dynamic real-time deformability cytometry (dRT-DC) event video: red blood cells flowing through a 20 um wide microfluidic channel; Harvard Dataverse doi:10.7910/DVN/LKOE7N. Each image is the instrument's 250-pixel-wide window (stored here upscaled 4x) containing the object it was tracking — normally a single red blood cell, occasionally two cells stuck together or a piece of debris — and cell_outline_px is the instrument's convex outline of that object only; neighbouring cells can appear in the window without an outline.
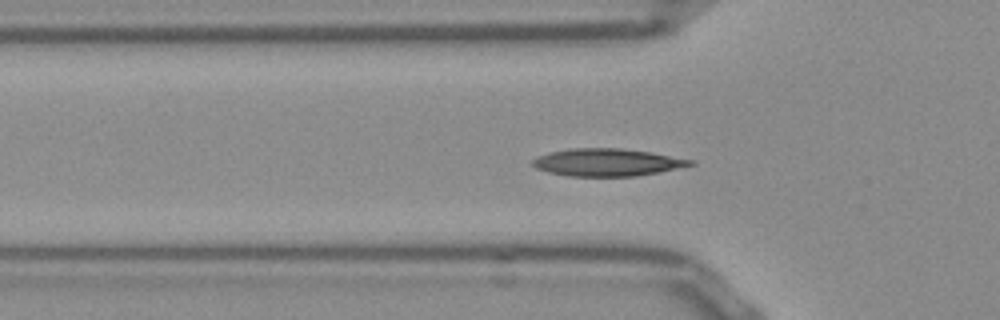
{"species": "Egyptian fruit bat (a non-hibernating species)", "species_latin": "Rousettus aegyptiacus", "temperature_condition": "room temperature", "stored_images_in_passage": 34, "camera_frame_rate_fps": 3000, "um_per_image_px": 0.085, "frame": {"image": 1, "passage_image": 5, "time_ms": 1.333, "image_size_px": [1000, 320], "cell_outline_px": [[696, 164], [636, 176], [568, 176], [548, 172], [536, 168], [532, 164], [532, 160], [536, 156], [548, 152], [572, 148], [620, 148], [648, 152], [696, 160]], "centroid_in_image_um": [51.57, 13.79], "position_along_channel_um": 74.2, "area_um2": 25.14}}
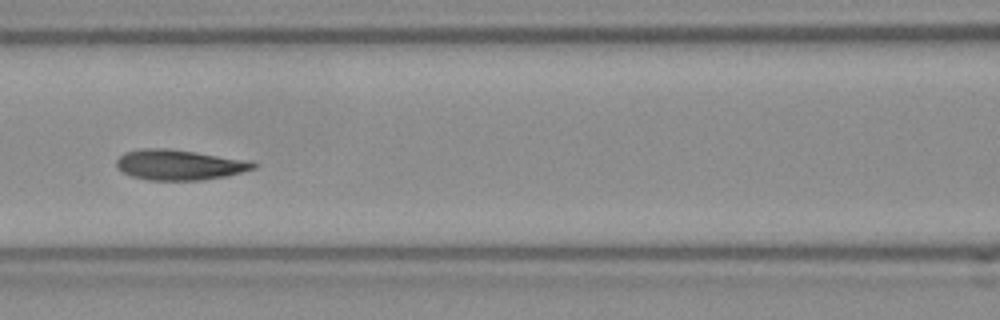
{"frame": {"image": 2, "passage_image": 11, "time_ms": 3.333, "image_size_px": [1000, 320], "cell_outline_px": [[256, 168], [224, 176], [200, 180], [148, 180], [132, 176], [116, 168], [116, 160], [124, 152], [140, 148], [164, 148], [196, 152], [240, 160], [256, 164]], "centroid_in_image_um": [15.12, 14.01], "position_along_channel_um": 151.5, "area_um2": 23.7}}
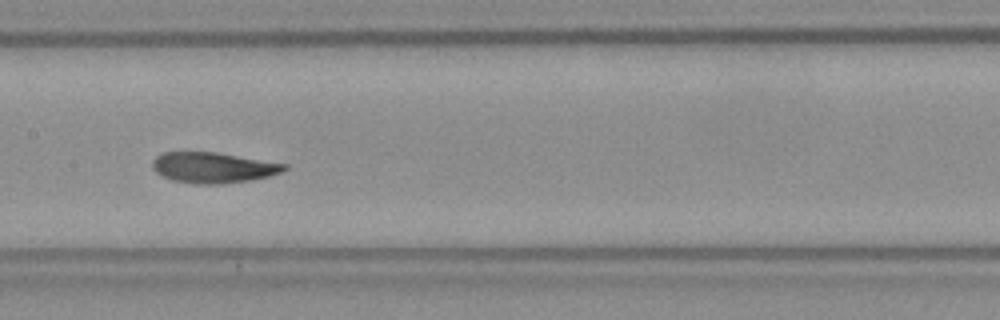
{"frame": {"image": 3, "passage_image": 14, "time_ms": 4.333, "image_size_px": [1000, 320], "cell_outline_px": [[288, 168], [280, 172], [268, 176], [248, 180], [220, 184], [196, 184], [172, 180], [156, 172], [152, 168], [152, 160], [160, 152], [216, 152], [288, 164]], "centroid_in_image_um": [18.09, 14.23], "position_along_channel_um": 189.3, "area_um2": 23.47}, "authors_computed_cell_mechanics": {"area_um2": 23.8136, "velocity_mm_per_s": 3.8097, "shape_relaxation_time_tau1_ms": 5.7172, "shape_relaxation_time_tau2_ms": 2.501, "deformation_change_tau1": 0.1519, "deformation_change_tau2": 0.0674}}